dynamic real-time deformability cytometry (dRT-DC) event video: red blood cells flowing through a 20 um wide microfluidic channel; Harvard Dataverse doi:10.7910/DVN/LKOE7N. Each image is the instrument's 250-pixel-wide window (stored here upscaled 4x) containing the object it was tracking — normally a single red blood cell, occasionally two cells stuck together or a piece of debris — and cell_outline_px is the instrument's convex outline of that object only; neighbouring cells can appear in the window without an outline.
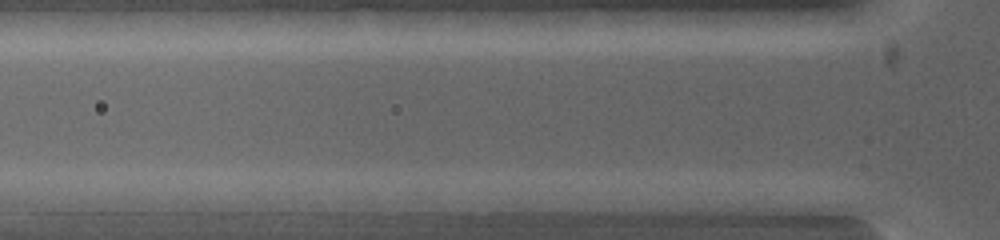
{"species": "common noctule bat (a hibernating species)", "species_latin": "Nyctalus noctula", "temperature_condition": "warm", "stored_images_in_passage": 3, "camera_frame_rate_fps": 5000, "um_per_image_px": 0.085, "animal": {"sex": "female", "body_mass_g": 19.0, "forearm_length_mm": 53.3}, "frame": {"image": 1, "passage_image": 2, "time_ms": 0.4, "image_size_px": [1000, 240], "cell_outline_px": [[596, 200], [588, 208], [532, 212], [512, 212], [488, 200], [520, 192], [560, 192]], "centroid_in_image_um": [46.06, 17.16], "position_along_channel_um": 79.7, "area_um2": 11.33}}